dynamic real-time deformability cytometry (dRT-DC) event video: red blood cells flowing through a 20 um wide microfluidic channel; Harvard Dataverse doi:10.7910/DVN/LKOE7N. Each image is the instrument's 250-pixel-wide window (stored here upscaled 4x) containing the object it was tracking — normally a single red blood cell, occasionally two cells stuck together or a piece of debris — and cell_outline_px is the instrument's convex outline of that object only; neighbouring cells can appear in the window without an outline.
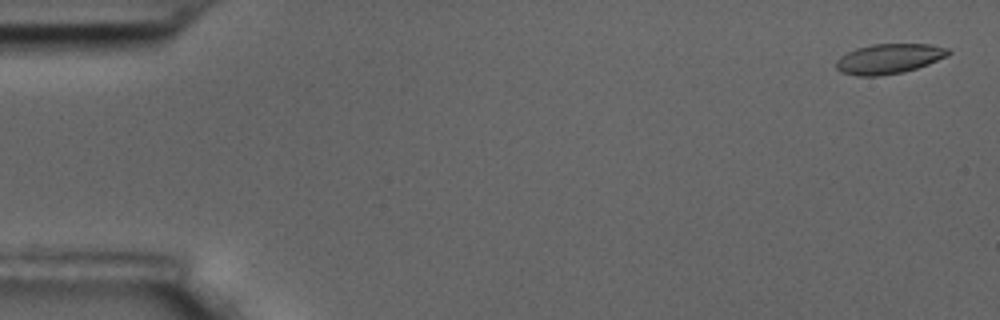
{"species": "common noctule bat (a hibernating species)", "species_latin": "Nyctalus noctula", "temperature_condition": "room temperature", "stored_images_in_passage": 9, "camera_frame_rate_fps": 3000, "um_per_image_px": 0.085, "animal": {"sex": "male", "body_mass_g": 17.5, "forearm_length_mm": 52.3}, "frame": {"image": 1, "passage_image": 1, "time_ms": 0.0, "image_size_px": [1000, 320], "cell_outline_px": [[952, 52], [948, 56], [928, 64], [904, 72], [876, 76], [856, 76], [840, 72], [836, 68], [836, 60], [840, 56], [856, 48], [872, 44], [932, 44], [948, 48]], "centroid_in_image_um": [75.56, 4.99], "position_along_channel_um": 9.4, "area_um2": 19.71}}
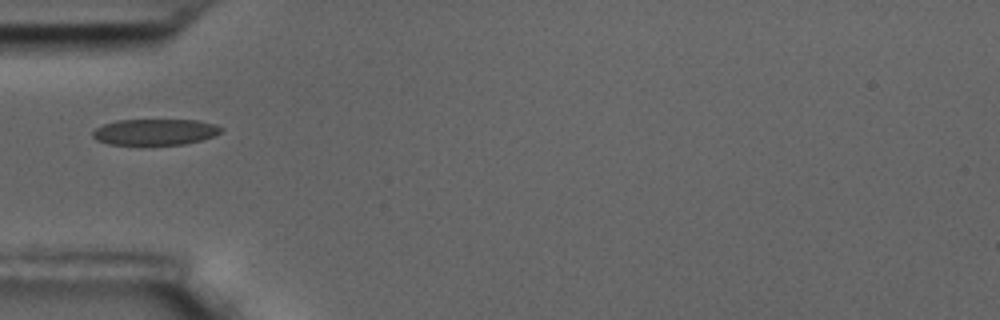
{"frame": {"image": 2, "passage_image": 6, "time_ms": 1.667, "image_size_px": [1000, 320], "cell_outline_px": [[224, 128], [216, 136], [184, 144], [140, 148], [108, 144], [96, 140], [92, 136], [92, 132], [96, 128], [104, 124], [116, 120], [196, 120], [216, 124]], "centroid_in_image_um": [13.14, 11.27], "position_along_channel_um": 71.9, "area_um2": 20.58}}
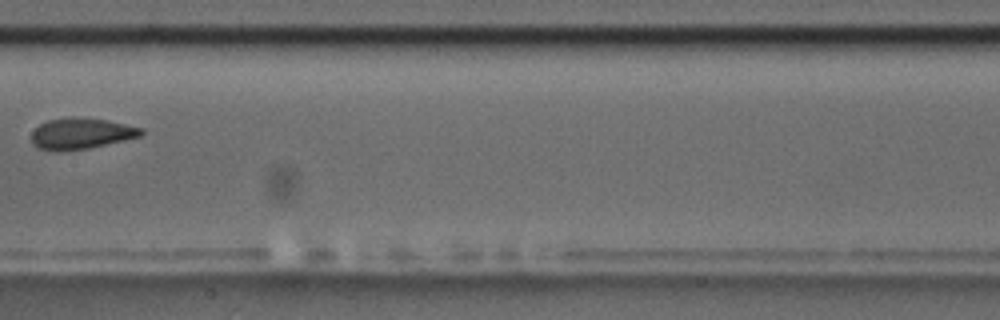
{"frame": {"image": 3, "passage_image": 9, "time_ms": 2.667, "image_size_px": [1000, 320], "cell_outline_px": [[144, 132], [140, 136], [124, 140], [88, 148], [60, 152], [56, 152], [36, 148], [32, 144], [32, 132], [40, 124], [48, 120], [72, 116], [104, 120], [144, 128]], "centroid_in_image_um": [6.85, 11.36], "position_along_channel_um": 200.6, "area_um2": 19.88}}